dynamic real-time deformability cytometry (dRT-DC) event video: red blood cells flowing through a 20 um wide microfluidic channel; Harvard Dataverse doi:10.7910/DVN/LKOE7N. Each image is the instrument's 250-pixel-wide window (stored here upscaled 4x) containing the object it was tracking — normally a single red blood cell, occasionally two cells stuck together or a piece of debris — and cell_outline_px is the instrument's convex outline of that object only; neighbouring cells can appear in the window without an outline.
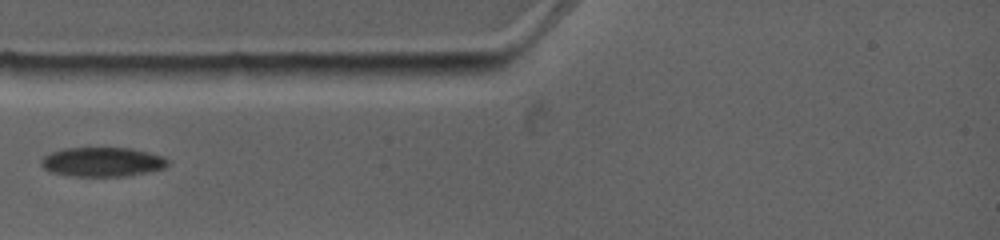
{"species": "common noctule bat (a hibernating species)", "species_latin": "Nyctalus noctula", "temperature_condition": "warm", "stored_images_in_passage": 4, "camera_frame_rate_fps": 4500, "um_per_image_px": 0.085, "animal": {"sex": "female", "body_mass_g": 19.0, "forearm_length_mm": 53.3}, "frame": {"image": 1, "passage_image": 2, "time_ms": 0.889, "image_size_px": [1000, 240], "cell_outline_px": [[168, 164], [164, 168], [124, 176], [72, 176], [52, 172], [44, 168], [40, 164], [40, 160], [44, 156], [52, 152], [64, 148], [132, 148], [164, 156], [168, 160]], "centroid_in_image_um": [8.69, 13.75], "position_along_channel_um": 76.3, "area_um2": 21.5}}
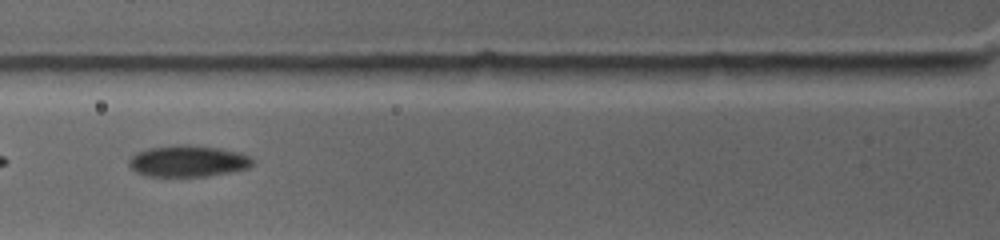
{"frame": {"image": 2, "passage_image": 3, "time_ms": 1.778, "image_size_px": [1000, 240], "cell_outline_px": [[252, 164], [248, 168], [232, 172], [208, 176], [148, 176], [136, 172], [128, 164], [128, 160], [136, 152], [148, 148], [180, 144], [188, 144], [220, 148], [236, 152], [248, 156], [252, 160]], "centroid_in_image_um": [15.95, 13.69], "position_along_channel_um": 109.9, "area_um2": 22.6}}